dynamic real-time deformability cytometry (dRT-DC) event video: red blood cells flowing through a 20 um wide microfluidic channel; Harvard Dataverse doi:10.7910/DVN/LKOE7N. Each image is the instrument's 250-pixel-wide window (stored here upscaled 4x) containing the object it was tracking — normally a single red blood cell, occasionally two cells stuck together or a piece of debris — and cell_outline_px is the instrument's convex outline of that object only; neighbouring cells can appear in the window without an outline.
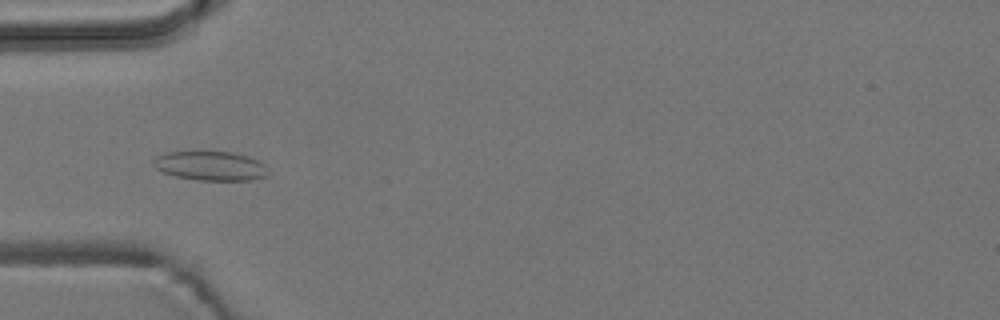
{"species": "common noctule bat (a hibernating species)", "species_latin": "Nyctalus noctula", "temperature_condition": "room temperature", "stored_images_in_passage": 7, "camera_frame_rate_fps": 3000, "um_per_image_px": 0.085, "animal": {"sex": "male", "body_mass_g": 19.2, "forearm_length_mm": 51.8}, "frame": {"image": 1, "passage_image": 5, "time_ms": 4.333, "image_size_px": [1000, 320], "cell_outline_px": [[268, 172], [264, 176], [252, 180], [200, 180], [176, 176], [164, 172], [156, 168], [152, 164], [152, 160], [156, 156], [168, 152], [232, 152], [248, 156], [264, 164]], "centroid_in_image_um": [17.87, 14.09], "position_along_channel_um": 67.1, "area_um2": 19.31}}
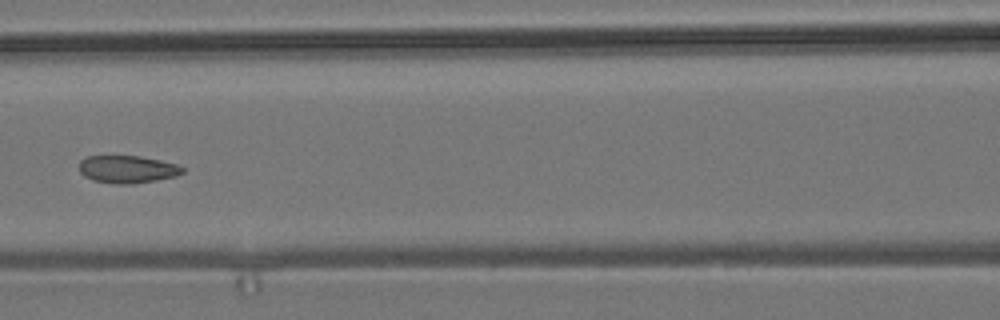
{"frame": {"image": 2, "passage_image": 7, "time_ms": 6.667, "image_size_px": [1000, 320], "cell_outline_px": [[184, 172], [176, 176], [156, 180], [132, 184], [120, 184], [92, 180], [84, 176], [80, 172], [80, 160], [88, 156], [140, 156], [160, 160], [176, 164], [184, 168]], "centroid_in_image_um": [10.83, 14.39], "position_along_channel_um": 155.8, "area_um2": 16.53}}